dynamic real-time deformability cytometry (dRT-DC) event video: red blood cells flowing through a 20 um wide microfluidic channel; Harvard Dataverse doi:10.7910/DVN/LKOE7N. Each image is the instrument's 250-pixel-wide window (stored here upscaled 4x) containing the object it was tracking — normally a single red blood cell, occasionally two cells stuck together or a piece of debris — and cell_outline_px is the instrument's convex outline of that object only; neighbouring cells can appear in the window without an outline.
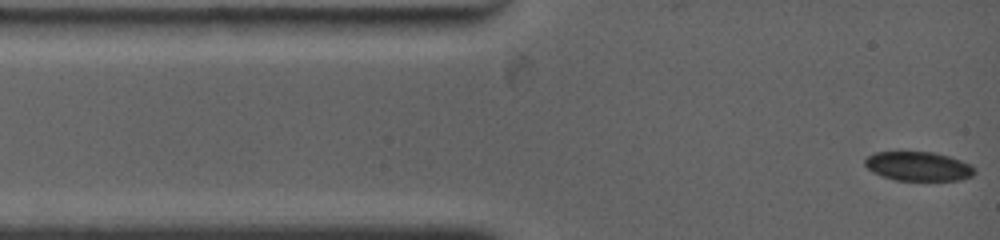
{"species": "common noctule bat (a hibernating species)", "species_latin": "Nyctalus noctula", "temperature_condition": "warm", "stored_images_in_passage": 3, "camera_frame_rate_fps": 4500, "um_per_image_px": 0.085, "animal": {"sex": "female", "body_mass_g": 19.0, "forearm_length_mm": 53.3}, "frame": {"image": 1, "passage_image": 1, "time_ms": 0.0, "image_size_px": [1000, 240], "cell_outline_px": [[976, 172], [972, 176], [960, 180], [896, 180], [872, 172], [864, 164], [864, 160], [868, 156], [876, 152], [932, 152], [948, 156], [972, 164], [976, 168]], "centroid_in_image_um": [78.09, 14.13], "position_along_channel_um": 6.9, "area_um2": 18.61}}
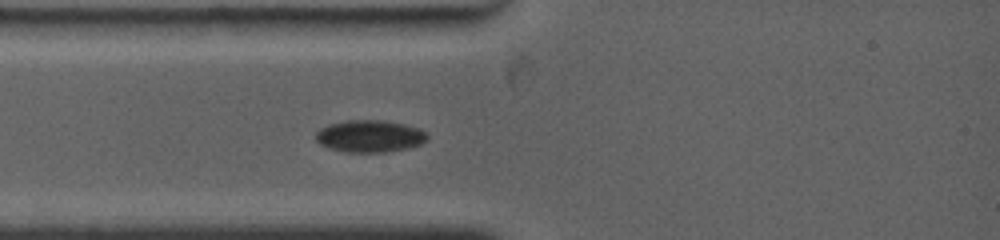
{"frame": {"image": 2, "passage_image": 3, "time_ms": 2.444, "image_size_px": [1000, 240], "cell_outline_px": [[428, 140], [420, 144], [408, 148], [384, 152], [348, 152], [328, 148], [320, 144], [316, 140], [316, 132], [320, 128], [328, 124], [344, 120], [380, 120], [404, 124], [420, 128], [428, 136]], "centroid_in_image_um": [31.41, 11.57], "position_along_channel_um": 53.6, "area_um2": 20.92}}